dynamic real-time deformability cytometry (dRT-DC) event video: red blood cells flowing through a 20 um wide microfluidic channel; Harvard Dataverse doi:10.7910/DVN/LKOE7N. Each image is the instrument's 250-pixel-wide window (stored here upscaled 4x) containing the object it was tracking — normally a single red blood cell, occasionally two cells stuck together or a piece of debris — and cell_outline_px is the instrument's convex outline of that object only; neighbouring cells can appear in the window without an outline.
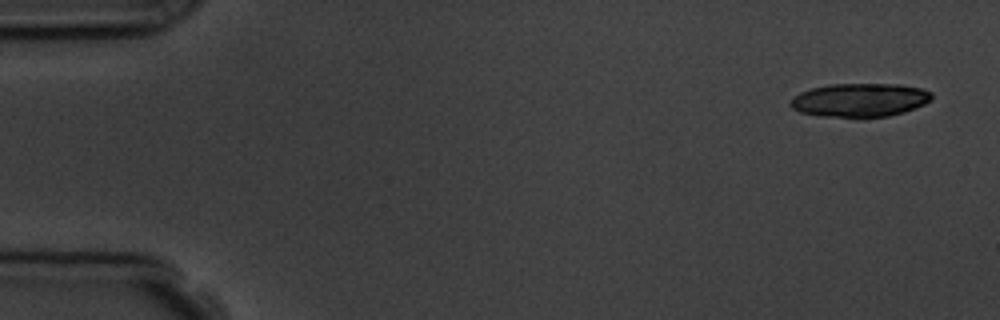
{"species": "common noctule bat (a hibernating species)", "species_latin": "Nyctalus noctula", "temperature_condition": "room temperature", "stored_images_in_passage": 4, "camera_frame_rate_fps": 3000, "um_per_image_px": 0.085, "animal": {"sex": "male", "body_mass_g": 19.5, "forearm_length_mm": 54.6}, "frame": {"image": 1, "passage_image": 1, "time_ms": 0.0, "image_size_px": [1000, 320], "cell_outline_px": [[932, 100], [916, 108], [904, 112], [888, 116], [864, 120], [820, 116], [800, 112], [792, 108], [788, 104], [792, 96], [800, 92], [812, 88], [828, 84], [900, 84], [920, 88], [932, 92]], "centroid_in_image_um": [73.06, 8.54], "position_along_channel_um": 11.9, "area_um2": 28.61}}